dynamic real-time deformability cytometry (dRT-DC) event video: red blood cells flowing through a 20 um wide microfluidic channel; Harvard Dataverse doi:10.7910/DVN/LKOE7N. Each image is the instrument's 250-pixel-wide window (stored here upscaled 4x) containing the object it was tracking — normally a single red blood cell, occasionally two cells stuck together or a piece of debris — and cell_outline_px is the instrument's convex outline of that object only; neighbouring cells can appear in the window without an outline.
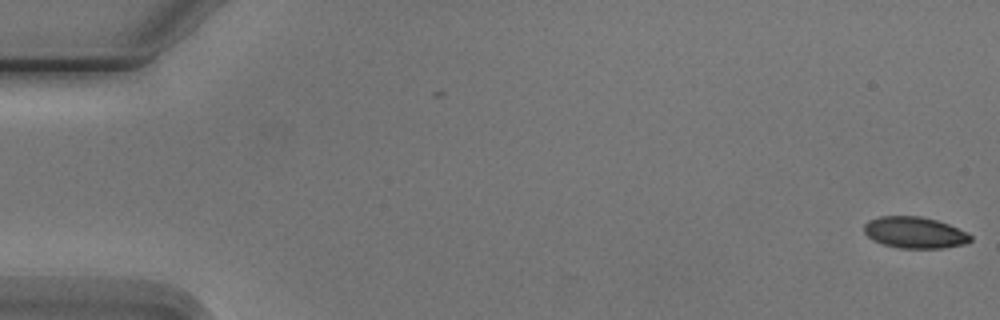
{"species": "Egyptian fruit bat (a non-hibernating species)", "species_latin": "Rousettus aegyptiacus", "temperature_condition": "cold", "stored_images_in_passage": 5, "camera_frame_rate_fps": 3000, "um_per_image_px": 0.085, "animal": {"sex": "male"}, "frame": {"image": 1, "passage_image": 1, "time_ms": 0.0, "image_size_px": [1000, 320], "cell_outline_px": [[972, 240], [968, 244], [944, 248], [896, 248], [872, 240], [864, 232], [864, 224], [868, 220], [880, 216], [920, 216], [936, 220], [948, 224], [972, 236]], "centroid_in_image_um": [77.74, 19.77], "position_along_channel_um": 7.3, "area_um2": 19.54}}